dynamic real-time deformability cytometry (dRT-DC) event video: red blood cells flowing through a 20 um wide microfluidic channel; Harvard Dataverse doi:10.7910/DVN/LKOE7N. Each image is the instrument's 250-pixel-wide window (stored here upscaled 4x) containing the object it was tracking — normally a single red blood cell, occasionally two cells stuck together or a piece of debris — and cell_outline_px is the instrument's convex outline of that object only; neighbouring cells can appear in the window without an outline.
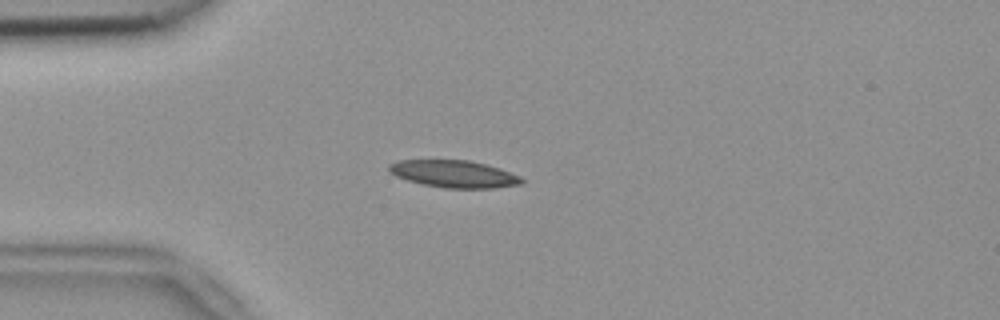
{"species": "common noctule bat (a hibernating species)", "species_latin": "Nyctalus noctula", "temperature_condition": "room temperature", "stored_images_in_passage": 52, "camera_frame_rate_fps": 3000, "um_per_image_px": 0.085, "animal": {"sex": "female", "body_mass_g": 18.4}, "frame": {"image": 1, "passage_image": 13, "time_ms": 4.0, "image_size_px": [1000, 320], "cell_outline_px": [[524, 184], [496, 188], [444, 188], [424, 184], [408, 180], [396, 176], [388, 172], [388, 164], [400, 160], [468, 160], [500, 168], [520, 176], [524, 180]], "centroid_in_image_um": [38.6, 14.79], "position_along_channel_um": 46.4, "area_um2": 21.1}}
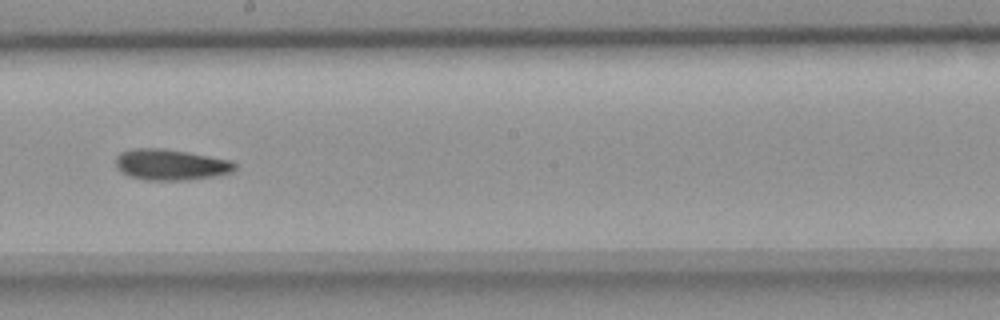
{"frame": {"image": 2, "passage_image": 29, "time_ms": 9.333, "image_size_px": [1000, 320], "cell_outline_px": [[236, 168], [232, 172], [216, 176], [184, 180], [144, 180], [128, 176], [120, 172], [116, 168], [116, 156], [120, 152], [136, 148], [164, 148], [188, 152], [232, 160], [236, 164]], "centroid_in_image_um": [14.5, 14.0], "position_along_channel_um": 233.7, "area_um2": 21.73}}
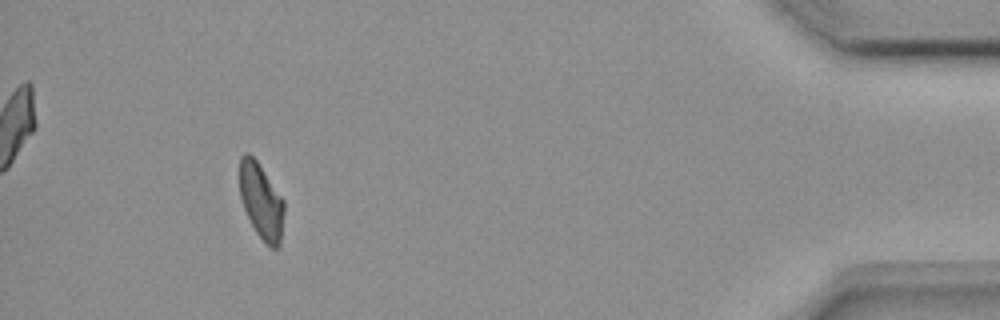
{"frame": {"image": 3, "passage_image": 48, "time_ms": 15.667, "image_size_px": [1000, 320], "cell_outline_px": [[284, 212], [280, 244], [276, 248], [272, 248], [256, 232], [244, 208], [240, 196], [240, 156], [244, 152], [248, 152], [256, 160], [284, 200]], "centroid_in_image_um": [22.2, 17.07], "position_along_channel_um": 413.0, "area_um2": 19.25}, "authors_computed_cell_mechanics": {"area_um2": 20.5768, "velocity_mm_per_s": 3.8256, "shape_relaxation_time_tau1_ms": null, "shape_relaxation_time_tau2_ms": 7.3972, "deformation_change_tau1": null, "deformation_change_tau2": 0.1451}}